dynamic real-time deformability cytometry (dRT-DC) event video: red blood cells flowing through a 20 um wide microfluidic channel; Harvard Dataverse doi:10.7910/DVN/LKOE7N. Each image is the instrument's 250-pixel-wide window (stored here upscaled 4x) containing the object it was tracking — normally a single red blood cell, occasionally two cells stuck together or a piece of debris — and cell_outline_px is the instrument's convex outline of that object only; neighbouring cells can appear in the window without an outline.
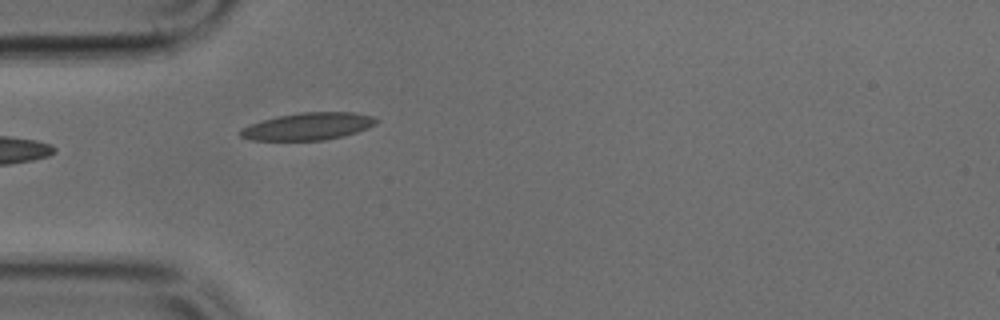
{"species": "common noctule bat (a hibernating species)", "species_latin": "Nyctalus noctula", "temperature_condition": "cold", "stored_images_in_passage": 23, "camera_frame_rate_fps": 3000, "um_per_image_px": 0.085, "animal": {"sex": "male", "body_mass_g": 17.9, "forearm_length_mm": 54.2}, "frame": {"image": 1, "passage_image": 1, "time_ms": 0.0, "image_size_px": [1000, 320], "cell_outline_px": [[380, 120], [376, 124], [368, 128], [344, 136], [324, 140], [252, 140], [240, 136], [236, 132], [240, 128], [248, 124], [276, 116], [300, 112], [352, 112], [372, 116]], "centroid_in_image_um": [26.15, 10.73], "position_along_channel_um": 58.9, "area_um2": 21.85}}